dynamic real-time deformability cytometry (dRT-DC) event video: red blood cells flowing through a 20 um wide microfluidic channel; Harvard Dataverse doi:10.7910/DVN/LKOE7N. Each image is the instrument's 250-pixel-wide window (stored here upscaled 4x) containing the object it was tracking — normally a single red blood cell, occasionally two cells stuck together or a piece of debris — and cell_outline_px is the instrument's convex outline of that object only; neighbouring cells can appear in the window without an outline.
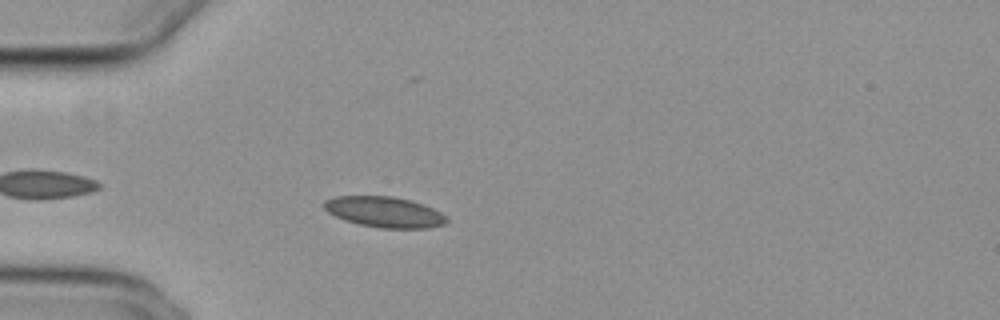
{"species": "common noctule bat (a hibernating species)", "species_latin": "Nyctalus noctula", "temperature_condition": "cold", "stored_images_in_passage": 44, "camera_frame_rate_fps": 3000, "um_per_image_px": 0.085, "animal": {"sex": "female", "body_mass_g": 29.2, "forearm_length_mm": 56.3}, "frame": {"image": 1, "passage_image": 5, "time_ms": 1.333, "image_size_px": [1000, 320], "cell_outline_px": [[448, 220], [444, 224], [428, 228], [380, 228], [360, 224], [344, 220], [328, 212], [320, 204], [324, 200], [336, 196], [392, 196], [412, 200], [424, 204], [448, 216]], "centroid_in_image_um": [32.67, 18.01], "position_along_channel_um": 52.3, "area_um2": 22.08}}
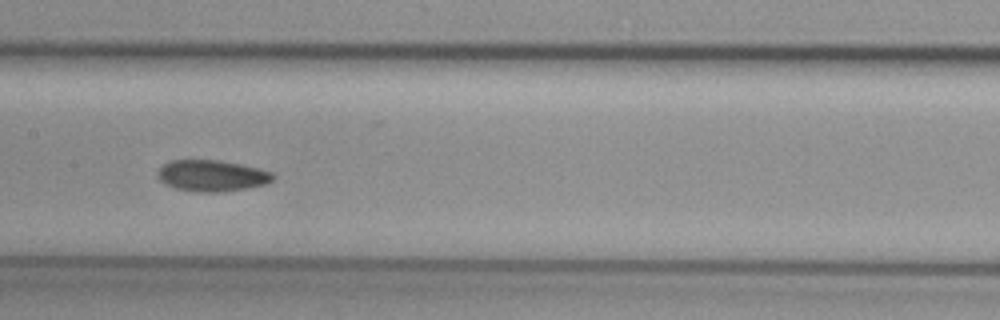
{"frame": {"image": 2, "passage_image": 17, "time_ms": 5.333, "image_size_px": [1000, 320], "cell_outline_px": [[276, 176], [272, 180], [264, 184], [244, 188], [220, 192], [200, 192], [176, 188], [164, 184], [156, 176], [156, 172], [164, 164], [172, 160], [220, 160], [260, 168], [272, 172]], "centroid_in_image_um": [17.99, 14.92], "position_along_channel_um": 189.4, "area_um2": 20.98}}
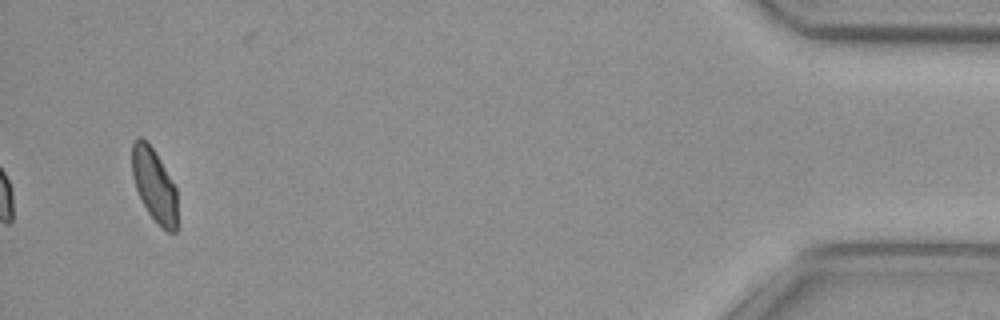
{"frame": {"image": 3, "passage_image": 42, "time_ms": 13.667, "image_size_px": [1000, 320], "cell_outline_px": [[176, 232], [168, 232], [148, 212], [140, 200], [132, 176], [132, 144], [136, 136], [140, 136], [152, 148], [176, 188]], "centroid_in_image_um": [13.08, 15.72], "position_along_channel_um": 422.1, "area_um2": 18.84}, "authors_computed_cell_mechanics": {"area_um2": 21.0103, "velocity_mm_per_s": 3.7472, "shape_relaxation_time_tau1_ms": 7.6603, "shape_relaxation_time_tau2_ms": 4.6479, "deformation_change_tau1": 0.1124, "deformation_change_tau2": 0.0903}}